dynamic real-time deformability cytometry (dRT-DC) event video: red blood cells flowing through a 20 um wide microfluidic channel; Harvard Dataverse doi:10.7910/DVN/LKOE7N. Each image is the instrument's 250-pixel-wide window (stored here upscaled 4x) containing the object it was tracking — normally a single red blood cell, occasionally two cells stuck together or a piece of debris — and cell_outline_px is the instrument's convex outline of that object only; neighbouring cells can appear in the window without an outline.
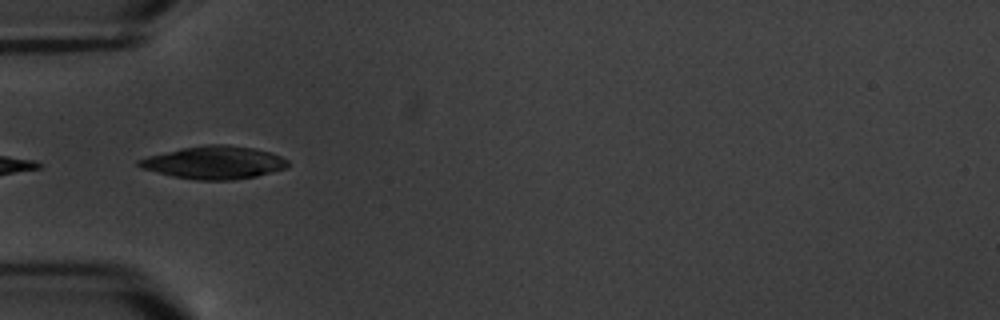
{"species": "common noctule bat (a hibernating species)", "species_latin": "Nyctalus noctula", "temperature_condition": "warm", "stored_images_in_passage": 4, "camera_frame_rate_fps": 3000, "um_per_image_px": 0.085, "animal": {"sex": "male", "body_mass_g": 20.1, "forearm_length_mm": 53.5}, "frame": {"image": 1, "passage_image": 3, "time_ms": 3.333, "image_size_px": [1000, 320], "cell_outline_px": [[288, 168], [256, 176], [236, 180], [196, 180], [172, 176], [140, 168], [136, 164], [136, 160], [148, 156], [180, 148], [208, 144], [228, 144], [252, 148], [272, 152], [288, 160]], "centroid_in_image_um": [18.2, 13.81], "position_along_channel_um": 66.8, "area_um2": 28.73}}